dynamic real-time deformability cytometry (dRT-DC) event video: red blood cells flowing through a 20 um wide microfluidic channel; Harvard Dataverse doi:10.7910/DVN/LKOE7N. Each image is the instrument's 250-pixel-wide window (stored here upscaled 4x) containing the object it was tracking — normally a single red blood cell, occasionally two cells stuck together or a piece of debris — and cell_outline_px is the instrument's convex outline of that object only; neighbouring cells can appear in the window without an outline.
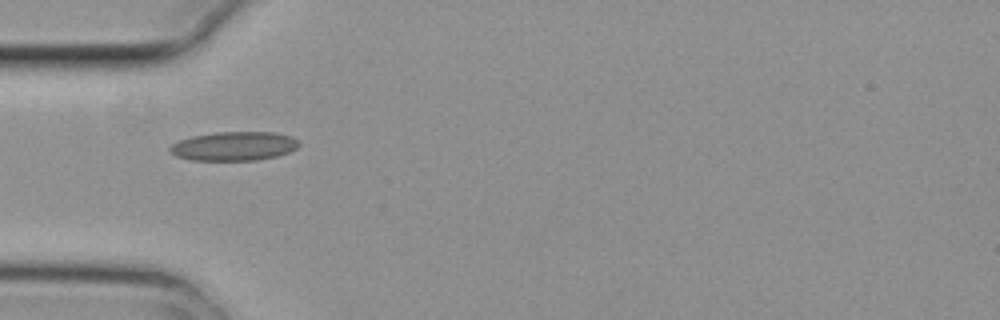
{"species": "common noctule bat (a hibernating species)", "species_latin": "Nyctalus noctula", "temperature_condition": "cold", "stored_images_in_passage": 3, "camera_frame_rate_fps": 3000, "um_per_image_px": 0.085, "animal": {"sex": "female", "body_mass_g": 29.2, "forearm_length_mm": 56.3}, "frame": {"image": 1, "passage_image": 1, "time_ms": 0.0, "image_size_px": [1000, 320], "cell_outline_px": [[300, 144], [296, 148], [288, 152], [276, 156], [256, 160], [192, 160], [176, 156], [168, 148], [172, 144], [180, 140], [192, 136], [216, 132], [276, 132], [292, 136], [300, 140]], "centroid_in_image_um": [19.92, 12.41], "position_along_channel_um": 65.1, "area_um2": 21.79}}
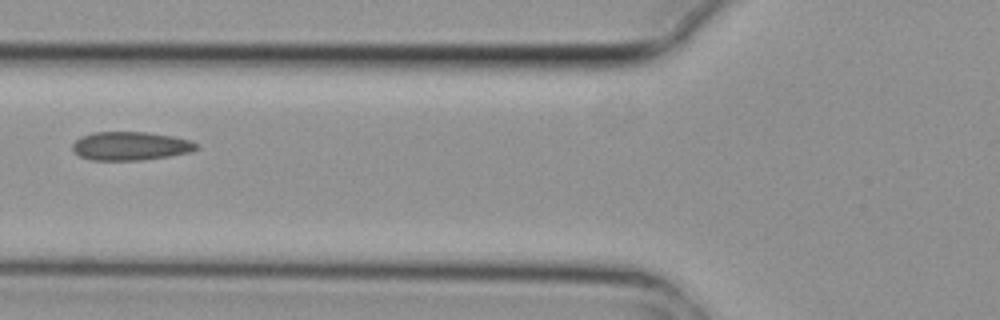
{"frame": {"image": 2, "passage_image": 2, "time_ms": 0.333, "image_size_px": [1000, 320], "cell_outline_px": [[200, 148], [192, 152], [168, 156], [140, 160], [92, 160], [80, 156], [72, 148], [72, 144], [80, 136], [92, 132], [148, 132], [172, 136], [188, 140], [196, 144]], "centroid_in_image_um": [11.08, 12.4], "position_along_channel_um": 114.7, "area_um2": 20.58}}
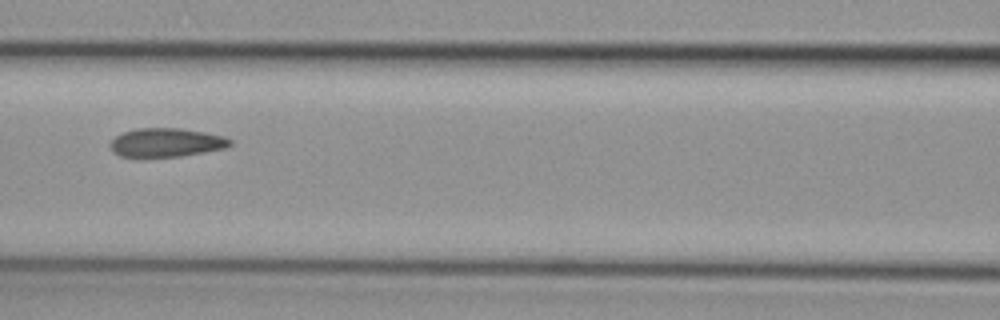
{"frame": {"image": 3, "passage_image": 3, "time_ms": 0.667, "image_size_px": [1000, 320], "cell_outline_px": [[232, 144], [228, 148], [180, 156], [136, 160], [120, 156], [112, 152], [108, 144], [116, 136], [124, 132], [136, 128], [180, 128], [204, 132], [224, 136], [232, 140]], "centroid_in_image_um": [14.07, 12.16], "position_along_channel_um": 152.5, "area_um2": 20.92}}